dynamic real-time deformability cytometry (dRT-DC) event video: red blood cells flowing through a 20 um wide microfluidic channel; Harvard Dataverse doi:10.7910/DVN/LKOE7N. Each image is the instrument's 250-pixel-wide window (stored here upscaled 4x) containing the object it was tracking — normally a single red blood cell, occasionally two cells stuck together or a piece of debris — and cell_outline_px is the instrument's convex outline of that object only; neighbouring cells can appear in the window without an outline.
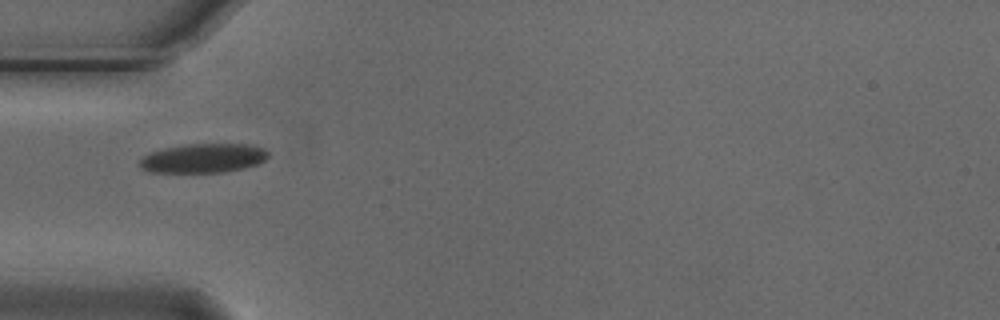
{"species": "Egyptian fruit bat (a non-hibernating species)", "species_latin": "Rousettus aegyptiacus", "temperature_condition": "cold", "stored_images_in_passage": 3, "camera_frame_rate_fps": 3000, "um_per_image_px": 0.085, "animal": {"sex": "male"}, "frame": {"image": 1, "passage_image": 1, "time_ms": 0.0, "image_size_px": [1000, 320], "cell_outline_px": [[268, 156], [264, 160], [256, 164], [244, 168], [224, 172], [152, 172], [144, 168], [140, 164], [140, 160], [148, 152], [164, 148], [184, 144], [252, 144], [264, 148], [268, 152]], "centroid_in_image_um": [17.3, 13.43], "position_along_channel_um": 67.7, "area_um2": 21.79}}
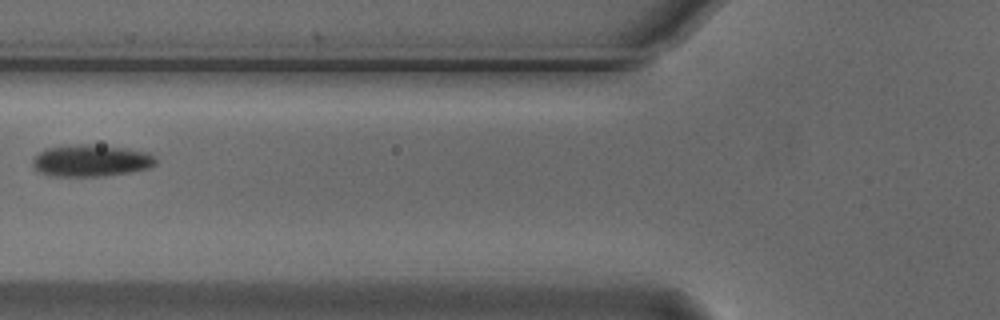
{"frame": {"image": 2, "passage_image": 2, "time_ms": 0.333, "image_size_px": [1000, 320], "cell_outline_px": [[156, 164], [148, 168], [132, 172], [104, 176], [52, 176], [40, 172], [32, 164], [32, 160], [44, 148], [76, 144], [88, 144], [124, 148], [148, 152], [156, 160]], "centroid_in_image_um": [7.73, 13.65], "position_along_channel_um": 118.1, "area_um2": 22.77}}
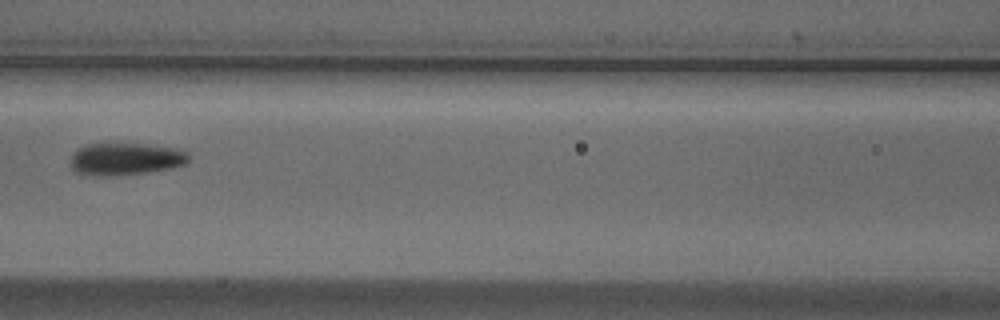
{"frame": {"image": 3, "passage_image": 3, "time_ms": 0.667, "image_size_px": [1000, 320], "cell_outline_px": [[188, 164], [172, 168], [148, 172], [116, 176], [100, 176], [76, 172], [72, 168], [68, 160], [72, 152], [76, 148], [84, 144], [144, 144], [184, 148], [188, 152]], "centroid_in_image_um": [10.68, 13.51], "position_along_channel_um": 155.9, "area_um2": 22.83}}